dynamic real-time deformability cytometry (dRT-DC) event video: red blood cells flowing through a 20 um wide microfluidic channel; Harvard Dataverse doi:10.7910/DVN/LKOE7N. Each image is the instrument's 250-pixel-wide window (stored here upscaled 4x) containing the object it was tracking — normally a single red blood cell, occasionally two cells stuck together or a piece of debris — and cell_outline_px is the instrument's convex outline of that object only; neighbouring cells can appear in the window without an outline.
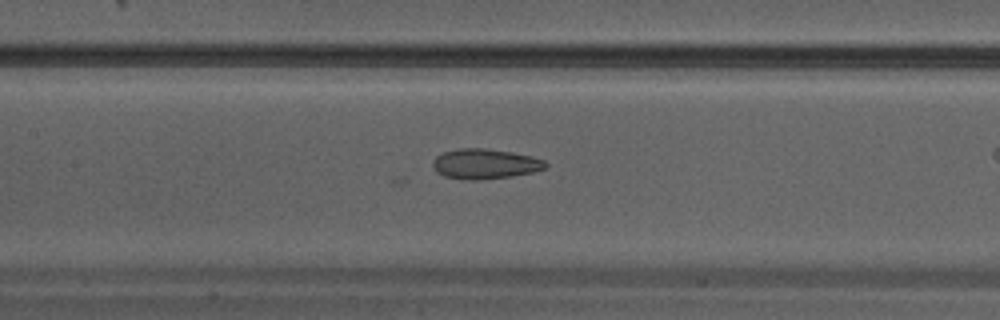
{"species": "Egyptian fruit bat (a non-hibernating species)", "species_latin": "Rousettus aegyptiacus", "temperature_condition": "warm", "stored_images_in_passage": 22, "camera_frame_rate_fps": 3000, "um_per_image_px": 0.085, "animal": {"sex": "male"}, "frame": {"image": 1, "passage_image": 10, "time_ms": 3.0, "image_size_px": [1000, 320], "cell_outline_px": [[548, 164], [544, 168], [532, 172], [512, 176], [476, 180], [468, 180], [444, 176], [436, 172], [432, 164], [432, 160], [436, 156], [444, 152], [460, 148], [484, 148], [512, 152], [532, 156], [544, 160]], "centroid_in_image_um": [41.2, 13.92], "position_along_channel_um": 166.2, "area_um2": 19.71}}